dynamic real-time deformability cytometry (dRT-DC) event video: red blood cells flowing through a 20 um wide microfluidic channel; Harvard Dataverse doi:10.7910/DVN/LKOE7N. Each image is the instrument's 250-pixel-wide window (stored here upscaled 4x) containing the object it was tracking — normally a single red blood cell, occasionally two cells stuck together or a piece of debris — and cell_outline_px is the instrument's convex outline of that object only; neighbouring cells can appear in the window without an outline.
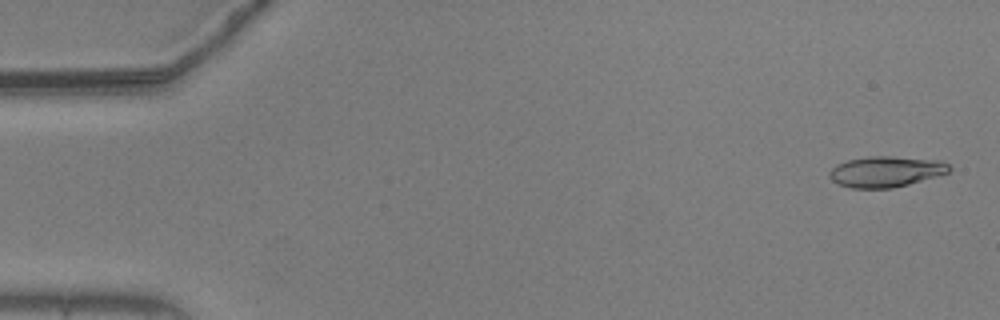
{"species": "common noctule bat (a hibernating species)", "species_latin": "Nyctalus noctula", "temperature_condition": "warm", "stored_images_in_passage": 55, "camera_frame_rate_fps": 3000, "um_per_image_px": 0.085, "animal": {"sex": "male", "body_mass_g": 20.5, "forearm_length_mm": 52.5}, "frame": {"image": 1, "passage_image": 2, "time_ms": 0.333, "image_size_px": [1000, 320], "cell_outline_px": [[952, 168], [948, 172], [908, 184], [892, 188], [852, 188], [840, 184], [832, 180], [828, 176], [828, 172], [836, 164], [848, 160], [868, 156], [892, 156], [940, 160], [948, 164]], "centroid_in_image_um": [75.27, 14.57], "position_along_channel_um": 9.7, "area_um2": 21.39}}
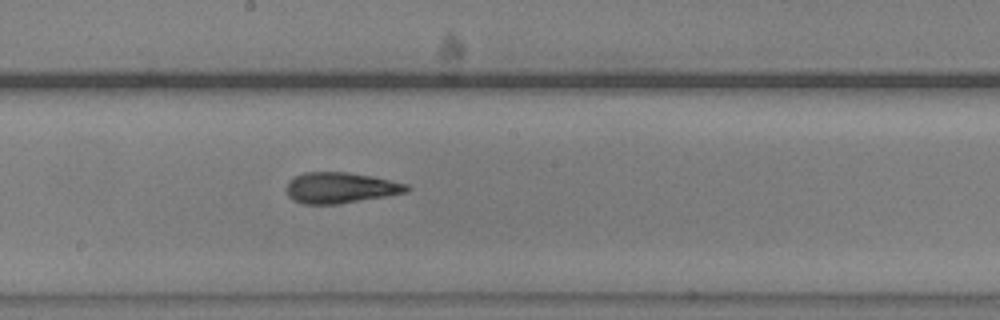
{"frame": {"image": 2, "passage_image": 30, "time_ms": 9.667, "image_size_px": [1000, 320], "cell_outline_px": [[412, 188], [408, 192], [340, 204], [304, 204], [292, 200], [288, 196], [288, 180], [304, 172], [348, 172], [372, 176], [408, 184]], "centroid_in_image_um": [28.96, 15.96], "position_along_channel_um": 219.2, "area_um2": 21.68}}
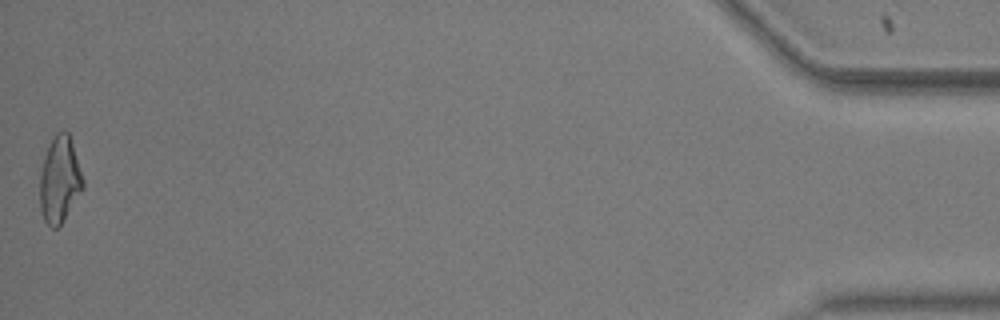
{"frame": {"image": 3, "passage_image": 55, "time_ms": 18.0, "image_size_px": [1000, 320], "cell_outline_px": [[84, 188], [60, 224], [56, 228], [52, 228], [44, 220], [40, 208], [40, 172], [48, 148], [56, 132], [64, 128], [68, 132], [84, 180]], "centroid_in_image_um": [5.07, 15.27], "position_along_channel_um": 430.1, "area_um2": 21.33}, "authors_computed_cell_mechanics": {"area_um2": 21.386, "velocity_mm_per_s": 3.6841, "shape_relaxation_time_tau1_ms": 3.6183, "shape_relaxation_time_tau2_ms": 1.7407, "deformation_change_tau1": 0.1732, "deformation_change_tau2": 0.1232}}